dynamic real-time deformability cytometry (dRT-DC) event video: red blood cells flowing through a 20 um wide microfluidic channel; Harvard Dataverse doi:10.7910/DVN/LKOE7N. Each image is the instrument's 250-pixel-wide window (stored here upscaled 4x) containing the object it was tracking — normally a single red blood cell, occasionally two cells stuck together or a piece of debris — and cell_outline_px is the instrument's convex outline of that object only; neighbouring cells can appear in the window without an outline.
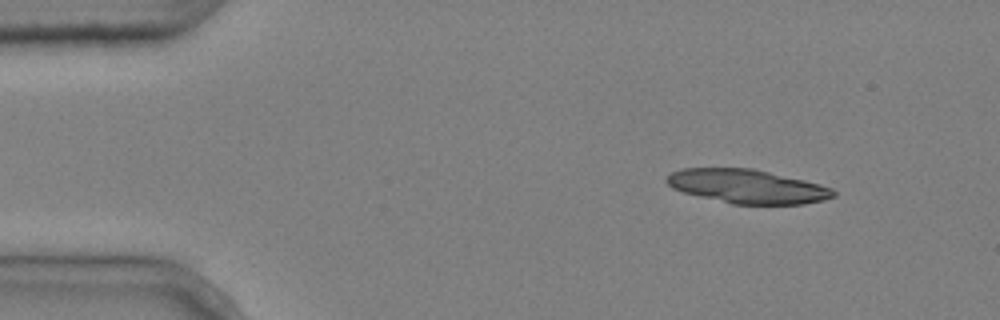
{"species": "common noctule bat (a hibernating species)", "species_latin": "Nyctalus noctula", "temperature_condition": "cold", "stored_images_in_passage": 4, "camera_frame_rate_fps": 3000, "um_per_image_px": 0.085, "animal": {"sex": "male", "body_mass_g": 20.4}, "frame": {"image": 1, "passage_image": 1, "time_ms": 0.0, "image_size_px": [1000, 320], "cell_outline_px": [[836, 196], [824, 200], [804, 204], [732, 204], [684, 192], [672, 188], [664, 180], [672, 172], [680, 168], [752, 168], [804, 180], [820, 184], [832, 188], [836, 192]], "centroid_in_image_um": [63.53, 15.84], "position_along_channel_um": 21.5, "area_um2": 32.83}}